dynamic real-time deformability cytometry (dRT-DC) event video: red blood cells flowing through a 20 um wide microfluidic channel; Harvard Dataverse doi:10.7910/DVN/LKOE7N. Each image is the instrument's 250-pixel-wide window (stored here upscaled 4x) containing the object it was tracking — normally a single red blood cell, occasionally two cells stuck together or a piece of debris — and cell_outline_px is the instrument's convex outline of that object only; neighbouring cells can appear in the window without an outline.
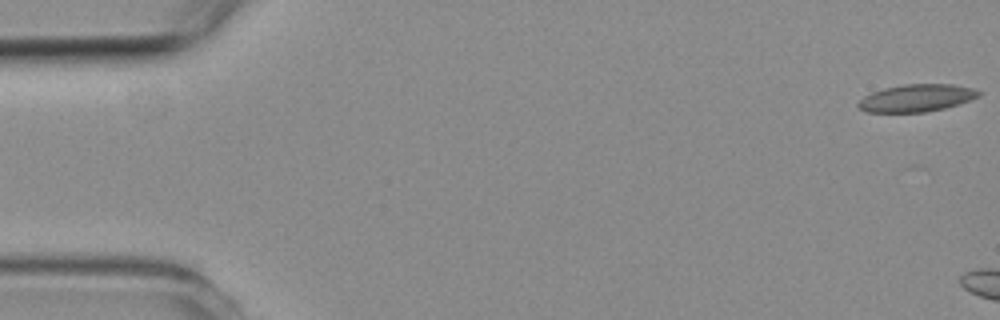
{"species": "common noctule bat (a hibernating species)", "species_latin": "Nyctalus noctula", "temperature_condition": "room temperature", "stored_images_in_passage": 3, "camera_frame_rate_fps": 3000, "um_per_image_px": 0.085, "animal": {"sex": "female", "body_mass_g": 19.3, "forearm_length_mm": 54.1}, "frame": {"image": 1, "passage_image": 1, "time_ms": 0.0, "image_size_px": [1000, 320], "cell_outline_px": [[980, 96], [944, 108], [924, 112], [868, 112], [860, 108], [856, 104], [864, 96], [872, 92], [884, 88], [904, 84], [952, 84], [972, 88], [980, 92]], "centroid_in_image_um": [77.88, 8.32], "position_along_channel_um": 7.1, "area_um2": 18.96}}